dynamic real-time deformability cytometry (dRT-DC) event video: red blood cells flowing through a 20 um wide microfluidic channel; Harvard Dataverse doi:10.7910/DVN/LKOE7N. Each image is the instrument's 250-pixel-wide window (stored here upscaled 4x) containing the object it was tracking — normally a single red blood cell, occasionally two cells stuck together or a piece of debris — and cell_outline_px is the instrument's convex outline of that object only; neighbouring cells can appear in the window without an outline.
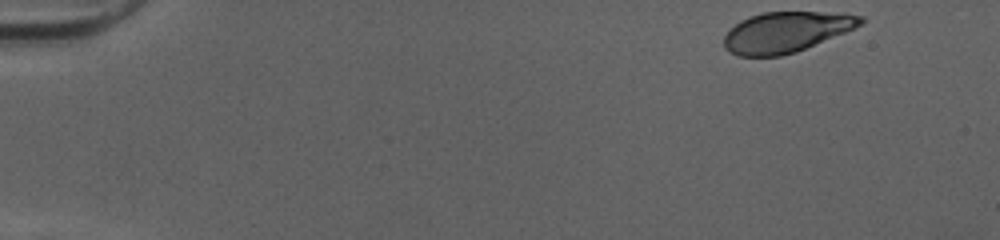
{"species": "human", "species_latin": "Homo sapiens", "temperature_condition": "cold", "stored_images_in_passage": 47, "camera_frame_rate_fps": 3000, "um_per_image_px": 0.085, "donor": {"sex": "female"}, "frame": {"image": 1, "passage_image": 1, "time_ms": 0.0, "image_size_px": [1000, 240], "cell_outline_px": [[864, 24], [796, 52], [780, 56], [736, 56], [724, 48], [724, 36], [740, 20], [748, 16], [764, 12], [820, 12], [864, 16]], "centroid_in_image_um": [66.79, 2.73], "position_along_channel_um": 18.2, "area_um2": 32.02}}
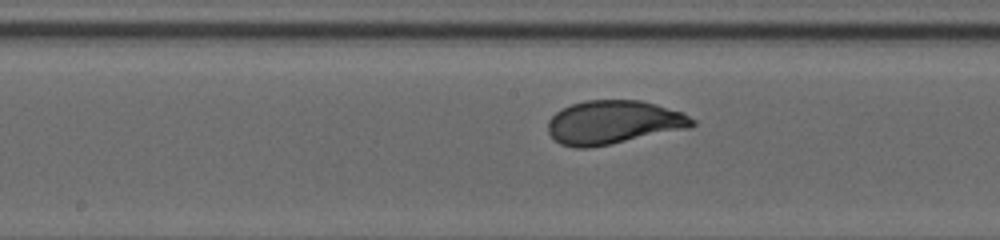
{"frame": {"image": 2, "passage_image": 24, "time_ms": 7.667, "image_size_px": [1000, 240], "cell_outline_px": [[696, 124], [692, 128], [588, 148], [576, 148], [560, 144], [548, 132], [548, 120], [560, 108], [584, 100], [640, 100], [656, 104], [680, 112], [696, 120]], "centroid_in_image_um": [52.14, 10.39], "position_along_channel_um": 196.1, "area_um2": 36.7}}
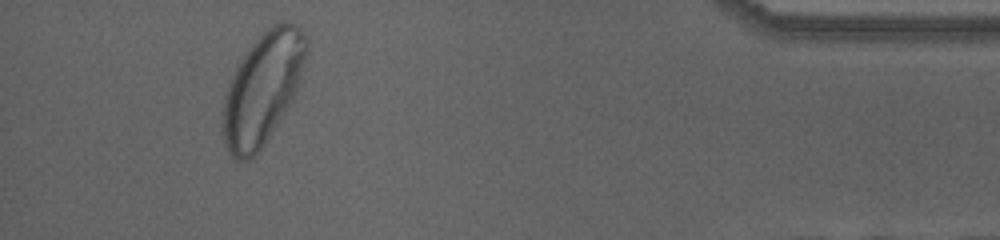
{"frame": {"image": 3, "passage_image": 44, "time_ms": 14.333, "image_size_px": [1000, 240], "cell_outline_px": [[308, 52], [296, 92], [292, 100], [280, 120], [256, 156], [248, 160], [236, 160], [228, 152], [224, 144], [220, 132], [220, 112], [236, 64], [248, 48], [272, 24], [284, 20], [288, 20], [300, 28], [308, 40]], "centroid_in_image_um": [22.3, 7.54], "position_along_channel_um": 412.9, "area_um2": 54.97}, "authors_computed_cell_mechanics": {"area_um2": 36.5874, "velocity_mm_per_s": 4.0142, "shape_relaxation_time_tau1_ms": 3.0413, "shape_relaxation_time_tau2_ms": null, "deformation_change_tau1": 0.1424, "deformation_change_tau2": null}}